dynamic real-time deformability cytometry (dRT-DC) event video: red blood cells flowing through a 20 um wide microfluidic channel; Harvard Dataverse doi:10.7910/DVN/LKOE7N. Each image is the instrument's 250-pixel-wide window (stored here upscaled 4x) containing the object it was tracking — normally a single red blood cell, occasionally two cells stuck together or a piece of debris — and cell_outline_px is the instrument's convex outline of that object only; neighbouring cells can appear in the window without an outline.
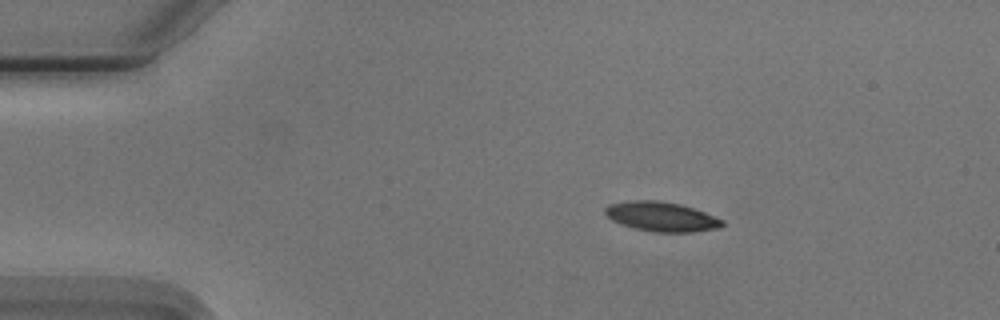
{"species": "Egyptian fruit bat (a non-hibernating species)", "species_latin": "Rousettus aegyptiacus", "temperature_condition": "cold", "stored_images_in_passage": 46, "camera_frame_rate_fps": 3000, "um_per_image_px": 0.085, "animal": {"sex": "male"}, "frame": {"image": 1, "passage_image": 1, "time_ms": 0.0, "image_size_px": [1000, 320], "cell_outline_px": [[724, 224], [720, 228], [692, 232], [652, 232], [620, 224], [612, 220], [604, 212], [604, 208], [608, 204], [636, 200], [656, 200], [680, 204], [704, 212], [724, 220]], "centroid_in_image_um": [56.22, 18.42], "position_along_channel_um": 28.8, "area_um2": 20.11}}
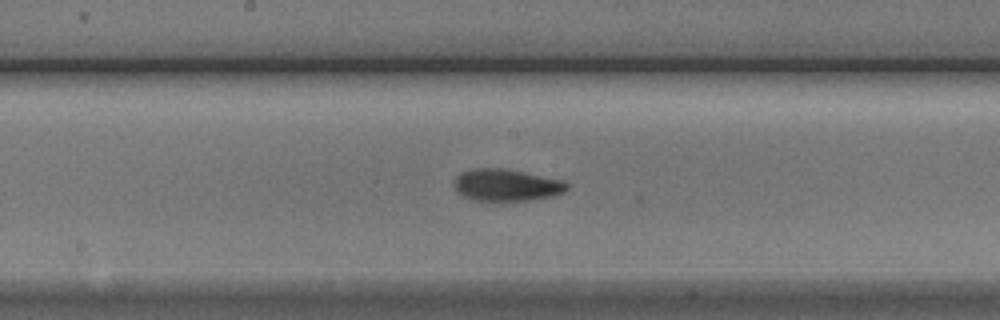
{"frame": {"image": 2, "passage_image": 20, "time_ms": 6.333, "image_size_px": [1000, 320], "cell_outline_px": [[568, 188], [564, 192], [552, 196], [532, 200], [500, 204], [472, 200], [464, 196], [452, 184], [456, 176], [460, 172], [472, 168], [504, 168], [564, 180], [568, 184]], "centroid_in_image_um": [43.03, 15.77], "position_along_channel_um": 205.2, "area_um2": 21.91}}
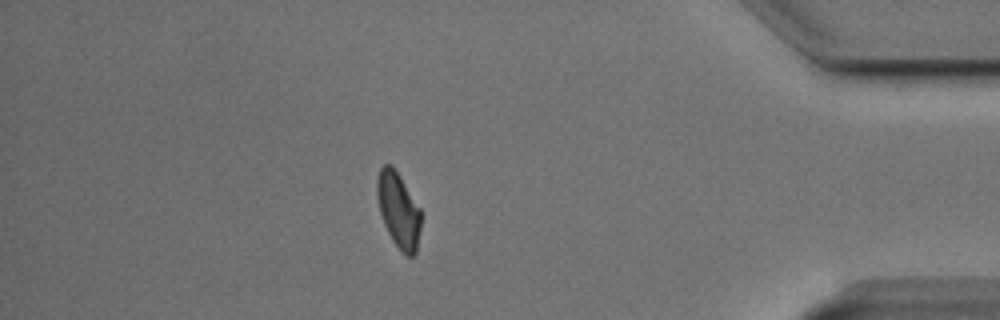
{"frame": {"image": 3, "passage_image": 39, "time_ms": 12.667, "image_size_px": [1000, 320], "cell_outline_px": [[420, 228], [416, 252], [412, 256], [404, 256], [392, 240], [384, 224], [380, 212], [376, 196], [376, 180], [380, 168], [384, 164], [392, 164], [400, 176], [420, 208]], "centroid_in_image_um": [33.85, 17.84], "position_along_channel_um": 401.4, "area_um2": 19.31}, "authors_computed_cell_mechanics": {"area_um2": 20.3456, "velocity_mm_per_s": 3.7424, "shape_relaxation_time_tau1_ms": 3.4781, "shape_relaxation_time_tau2_ms": 4.0158, "deformation_change_tau1": 0.1342, "deformation_change_tau2": 0.0896}}